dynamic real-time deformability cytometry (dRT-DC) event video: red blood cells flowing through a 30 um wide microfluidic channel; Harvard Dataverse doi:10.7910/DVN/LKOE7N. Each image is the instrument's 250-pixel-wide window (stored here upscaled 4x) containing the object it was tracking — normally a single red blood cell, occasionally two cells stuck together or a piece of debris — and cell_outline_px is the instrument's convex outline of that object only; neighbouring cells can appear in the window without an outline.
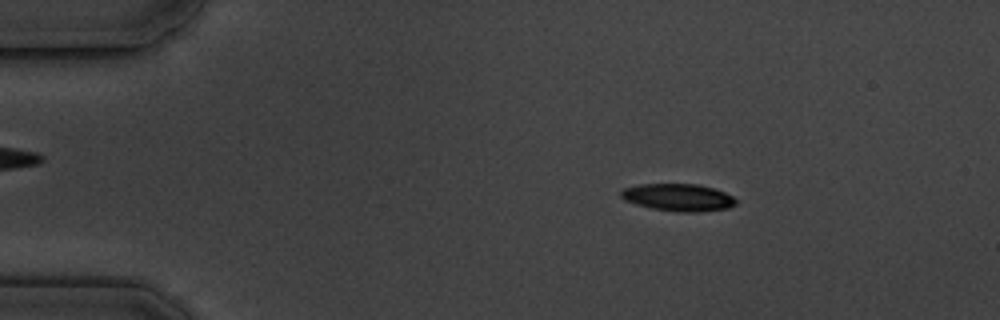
{"species": "common noctule bat (a hibernating species)", "species_latin": "Nyctalus noctula", "temperature_condition": "cold", "stored_images_in_passage": 4, "camera_frame_rate_fps": 3000, "um_per_image_px": 0.085, "animal": {"sex": "male", "body_mass_g": 19.5, "forearm_length_mm": 54.6}, "frame": {"image": 1, "passage_image": 2, "time_ms": 1.0, "image_size_px": [1000, 320], "cell_outline_px": [[736, 204], [728, 208], [696, 212], [684, 212], [652, 208], [636, 204], [624, 200], [620, 196], [620, 192], [624, 188], [640, 184], [700, 184], [724, 192], [732, 196], [736, 200]], "centroid_in_image_um": [57.64, 16.77], "position_along_channel_um": 27.4, "area_um2": 18.15}}